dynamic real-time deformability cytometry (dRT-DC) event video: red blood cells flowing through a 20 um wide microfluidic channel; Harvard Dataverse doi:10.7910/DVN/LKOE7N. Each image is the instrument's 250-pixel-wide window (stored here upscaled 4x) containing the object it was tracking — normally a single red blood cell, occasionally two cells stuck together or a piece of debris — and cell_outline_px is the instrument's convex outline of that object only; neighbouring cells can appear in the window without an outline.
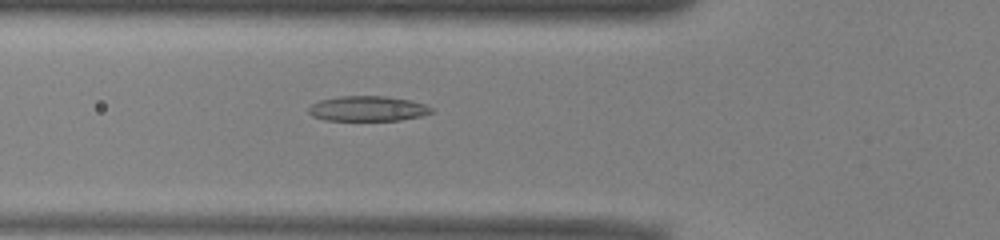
{"species": "common noctule bat (a hibernating species)", "species_latin": "Nyctalus noctula", "temperature_condition": "warm", "stored_images_in_passage": 51, "camera_frame_rate_fps": 3000, "um_per_image_px": 0.085, "animal": {"sex": "male", "body_mass_g": 13.0, "forearm_length_mm": 53.1}, "frame": {"image": 1, "passage_image": 18, "time_ms": 5.667, "image_size_px": [1000, 240], "cell_outline_px": [[436, 112], [420, 116], [400, 120], [324, 120], [312, 116], [308, 112], [308, 108], [312, 104], [320, 100], [340, 96], [384, 96], [408, 100], [424, 104], [432, 108]], "centroid_in_image_um": [31.25, 9.23], "position_along_channel_um": 94.6, "area_um2": 17.92}}
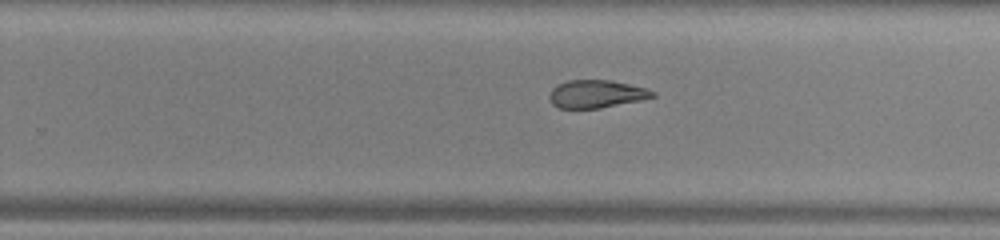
{"frame": {"image": 2, "passage_image": 32, "time_ms": 10.333, "image_size_px": [1000, 240], "cell_outline_px": [[656, 96], [640, 100], [600, 108], [560, 108], [552, 104], [548, 96], [552, 88], [568, 80], [612, 80], [644, 88], [656, 92]], "centroid_in_image_um": [50.67, 7.99], "position_along_channel_um": 279.1, "area_um2": 16.59}}
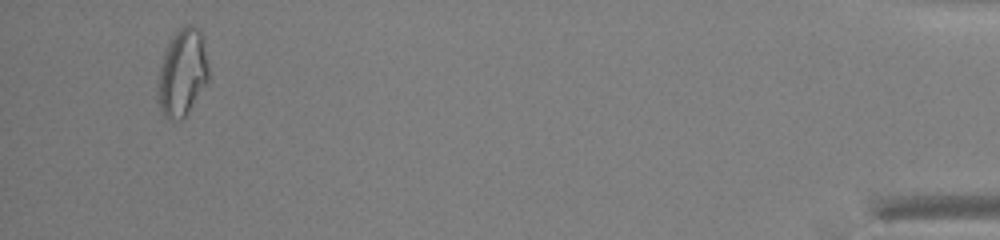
{"frame": {"image": 3, "passage_image": 49, "time_ms": 16.0, "image_size_px": [1000, 240], "cell_outline_px": [[208, 80], [184, 116], [180, 120], [168, 120], [164, 116], [156, 100], [156, 84], [160, 64], [164, 48], [172, 36], [184, 24], [192, 24], [200, 28], [204, 36], [208, 64]], "centroid_in_image_um": [15.46, 6.12], "position_along_channel_um": 419.7, "area_um2": 26.41}, "authors_computed_cell_mechanics": {"area_um2": 19.7676, "velocity_mm_per_s": 3.9536, "shape_relaxation_time_tau1_ms": null, "shape_relaxation_time_tau2_ms": 3.2508, "deformation_change_tau1": null, "deformation_change_tau2": 0.1037}}